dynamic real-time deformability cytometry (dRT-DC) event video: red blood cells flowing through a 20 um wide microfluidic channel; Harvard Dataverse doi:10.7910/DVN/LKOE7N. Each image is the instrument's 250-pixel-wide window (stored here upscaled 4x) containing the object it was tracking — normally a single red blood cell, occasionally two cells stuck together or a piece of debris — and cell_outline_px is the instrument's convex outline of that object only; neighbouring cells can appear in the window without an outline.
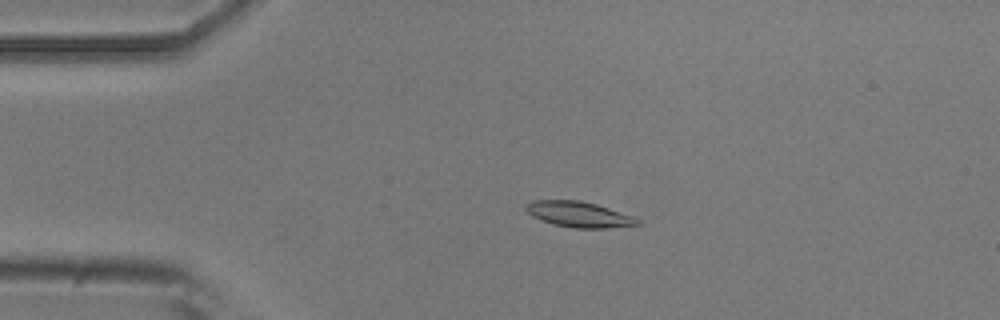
{"species": "common noctule bat (a hibernating species)", "species_latin": "Nyctalus noctula", "temperature_condition": "room temperature", "stored_images_in_passage": 4, "camera_frame_rate_fps": 3000, "um_per_image_px": 0.085, "animal": {"sex": "male", "body_mass_g": 20.5, "forearm_length_mm": 52.5}, "frame": {"image": 1, "passage_image": 2, "time_ms": 0.333, "image_size_px": [1000, 320], "cell_outline_px": [[640, 224], [604, 228], [576, 228], [556, 224], [540, 220], [532, 216], [524, 208], [524, 204], [532, 200], [580, 200], [596, 204], [632, 216], [640, 220]], "centroid_in_image_um": [49.15, 18.21], "position_along_channel_um": 35.8, "area_um2": 16.47}}
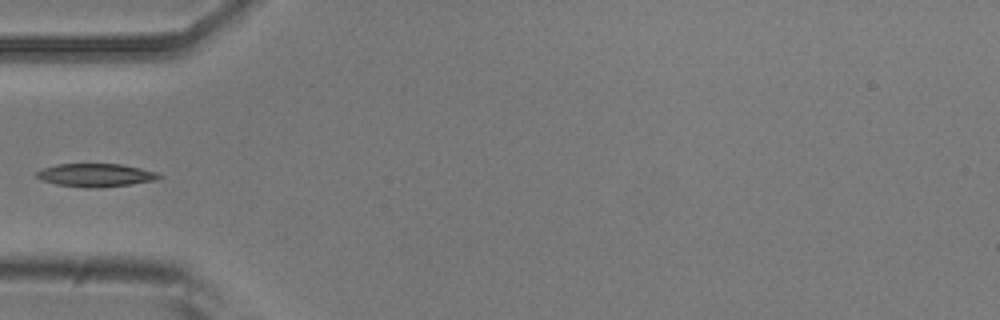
{"frame": {"image": 2, "passage_image": 4, "time_ms": 1.0, "image_size_px": [1000, 320], "cell_outline_px": [[164, 176], [156, 180], [132, 184], [88, 188], [84, 188], [56, 184], [40, 180], [36, 176], [36, 172], [40, 168], [56, 164], [120, 164], [140, 168], [156, 172]], "centroid_in_image_um": [8.09, 14.88], "position_along_channel_um": 76.9, "area_um2": 16.59}}